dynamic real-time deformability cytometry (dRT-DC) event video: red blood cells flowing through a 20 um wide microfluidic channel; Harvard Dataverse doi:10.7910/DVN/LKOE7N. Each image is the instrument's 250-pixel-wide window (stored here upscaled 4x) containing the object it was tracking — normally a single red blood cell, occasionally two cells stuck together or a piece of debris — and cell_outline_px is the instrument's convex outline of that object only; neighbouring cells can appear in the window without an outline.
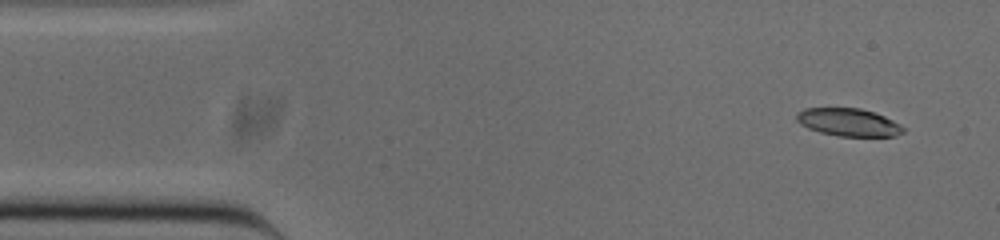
{"species": "common noctule bat (a hibernating species)", "species_latin": "Nyctalus noctula", "temperature_condition": "cold", "stored_images_in_passage": 51, "camera_frame_rate_fps": 3000, "um_per_image_px": 0.085, "animal": {"sex": "male", "body_mass_g": 20.0, "forearm_length_mm": 53.3}, "frame": {"image": 1, "passage_image": 3, "time_ms": 0.667, "image_size_px": [1000, 240], "cell_outline_px": [[904, 132], [896, 136], [840, 136], [820, 132], [808, 128], [800, 124], [796, 120], [796, 112], [804, 108], [860, 108], [884, 116], [900, 124], [904, 128]], "centroid_in_image_um": [72.1, 10.39], "position_along_channel_um": 12.9, "area_um2": 17.22}}
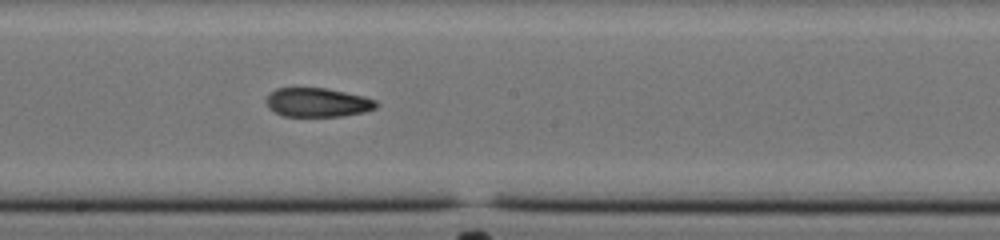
{"frame": {"image": 2, "passage_image": 26, "time_ms": 8.333, "image_size_px": [1000, 240], "cell_outline_px": [[376, 108], [364, 112], [340, 116], [284, 116], [268, 108], [268, 96], [276, 88], [328, 88], [364, 96], [376, 100]], "centroid_in_image_um": [27.02, 8.7], "position_along_channel_um": 221.2, "area_um2": 18.38}}
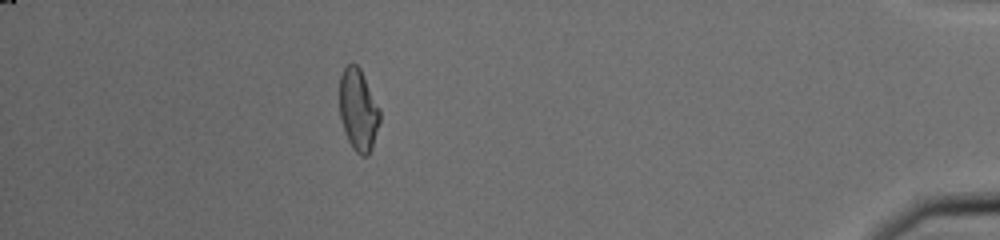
{"frame": {"image": 3, "passage_image": 45, "time_ms": 14.667, "image_size_px": [1000, 240], "cell_outline_px": [[380, 120], [372, 148], [368, 156], [360, 156], [352, 148], [348, 140], [340, 116], [340, 76], [344, 68], [352, 60], [360, 68], [380, 108]], "centroid_in_image_um": [30.46, 9.33], "position_along_channel_um": 404.7, "area_um2": 19.31}, "authors_computed_cell_mechanics": {"area_um2": 19.0162, "velocity_mm_per_s": 3.8577, "shape_relaxation_time_tau1_ms": null, "shape_relaxation_time_tau2_ms": 4.9929, "deformation_change_tau1": null, "deformation_change_tau2": 0.1317}}